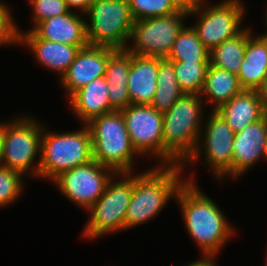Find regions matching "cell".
Returning a JSON list of instances; mask_svg holds the SVG:
<instances>
[{
    "label": "cell",
    "instance_id": "4",
    "mask_svg": "<svg viewBox=\"0 0 267 266\" xmlns=\"http://www.w3.org/2000/svg\"><path fill=\"white\" fill-rule=\"evenodd\" d=\"M92 140L93 160L116 174L133 173V148L121 111H112L91 119L87 124Z\"/></svg>",
    "mask_w": 267,
    "mask_h": 266
},
{
    "label": "cell",
    "instance_id": "15",
    "mask_svg": "<svg viewBox=\"0 0 267 266\" xmlns=\"http://www.w3.org/2000/svg\"><path fill=\"white\" fill-rule=\"evenodd\" d=\"M79 12L69 11L66 14L54 16L39 22L29 31L18 27L19 38H43L65 45L78 46L80 49L88 46L86 24Z\"/></svg>",
    "mask_w": 267,
    "mask_h": 266
},
{
    "label": "cell",
    "instance_id": "8",
    "mask_svg": "<svg viewBox=\"0 0 267 266\" xmlns=\"http://www.w3.org/2000/svg\"><path fill=\"white\" fill-rule=\"evenodd\" d=\"M43 125L32 116L15 117L9 123L4 135L0 164L19 172L24 177L29 170L31 177H38ZM37 155L39 159L34 165Z\"/></svg>",
    "mask_w": 267,
    "mask_h": 266
},
{
    "label": "cell",
    "instance_id": "26",
    "mask_svg": "<svg viewBox=\"0 0 267 266\" xmlns=\"http://www.w3.org/2000/svg\"><path fill=\"white\" fill-rule=\"evenodd\" d=\"M165 59L182 62H210V50L202 43L190 24L179 33Z\"/></svg>",
    "mask_w": 267,
    "mask_h": 266
},
{
    "label": "cell",
    "instance_id": "33",
    "mask_svg": "<svg viewBox=\"0 0 267 266\" xmlns=\"http://www.w3.org/2000/svg\"><path fill=\"white\" fill-rule=\"evenodd\" d=\"M257 92L259 94L264 116L267 117V77L263 81V84L257 89Z\"/></svg>",
    "mask_w": 267,
    "mask_h": 266
},
{
    "label": "cell",
    "instance_id": "6",
    "mask_svg": "<svg viewBox=\"0 0 267 266\" xmlns=\"http://www.w3.org/2000/svg\"><path fill=\"white\" fill-rule=\"evenodd\" d=\"M84 15L89 45L127 49L134 25L129 0H94Z\"/></svg>",
    "mask_w": 267,
    "mask_h": 266
},
{
    "label": "cell",
    "instance_id": "24",
    "mask_svg": "<svg viewBox=\"0 0 267 266\" xmlns=\"http://www.w3.org/2000/svg\"><path fill=\"white\" fill-rule=\"evenodd\" d=\"M252 30L245 28L237 36L225 40L210 51V64L238 75Z\"/></svg>",
    "mask_w": 267,
    "mask_h": 266
},
{
    "label": "cell",
    "instance_id": "25",
    "mask_svg": "<svg viewBox=\"0 0 267 266\" xmlns=\"http://www.w3.org/2000/svg\"><path fill=\"white\" fill-rule=\"evenodd\" d=\"M156 88L150 105L161 113L168 111L178 98L184 94L177 82L173 64L160 57H158Z\"/></svg>",
    "mask_w": 267,
    "mask_h": 266
},
{
    "label": "cell",
    "instance_id": "12",
    "mask_svg": "<svg viewBox=\"0 0 267 266\" xmlns=\"http://www.w3.org/2000/svg\"><path fill=\"white\" fill-rule=\"evenodd\" d=\"M116 173L95 160L60 174L52 182L64 197L87 211L104 193Z\"/></svg>",
    "mask_w": 267,
    "mask_h": 266
},
{
    "label": "cell",
    "instance_id": "27",
    "mask_svg": "<svg viewBox=\"0 0 267 266\" xmlns=\"http://www.w3.org/2000/svg\"><path fill=\"white\" fill-rule=\"evenodd\" d=\"M180 89L185 94H200L210 62L170 61Z\"/></svg>",
    "mask_w": 267,
    "mask_h": 266
},
{
    "label": "cell",
    "instance_id": "20",
    "mask_svg": "<svg viewBox=\"0 0 267 266\" xmlns=\"http://www.w3.org/2000/svg\"><path fill=\"white\" fill-rule=\"evenodd\" d=\"M131 67V53L117 49L106 66L105 78L108 84L110 112L121 111L131 104L128 92V76Z\"/></svg>",
    "mask_w": 267,
    "mask_h": 266
},
{
    "label": "cell",
    "instance_id": "18",
    "mask_svg": "<svg viewBox=\"0 0 267 266\" xmlns=\"http://www.w3.org/2000/svg\"><path fill=\"white\" fill-rule=\"evenodd\" d=\"M69 100L72 112L82 124H87L91 119L109 113V90L105 76L89 82L77 90Z\"/></svg>",
    "mask_w": 267,
    "mask_h": 266
},
{
    "label": "cell",
    "instance_id": "9",
    "mask_svg": "<svg viewBox=\"0 0 267 266\" xmlns=\"http://www.w3.org/2000/svg\"><path fill=\"white\" fill-rule=\"evenodd\" d=\"M242 0H224L216 4H206L207 0H198L189 11V17L196 15L197 22L192 25L199 39L211 51L214 47L241 33L246 7Z\"/></svg>",
    "mask_w": 267,
    "mask_h": 266
},
{
    "label": "cell",
    "instance_id": "1",
    "mask_svg": "<svg viewBox=\"0 0 267 266\" xmlns=\"http://www.w3.org/2000/svg\"><path fill=\"white\" fill-rule=\"evenodd\" d=\"M192 177L177 192L176 200L184 220L185 228L203 256H215L234 236L235 230L220 207L200 190Z\"/></svg>",
    "mask_w": 267,
    "mask_h": 266
},
{
    "label": "cell",
    "instance_id": "11",
    "mask_svg": "<svg viewBox=\"0 0 267 266\" xmlns=\"http://www.w3.org/2000/svg\"><path fill=\"white\" fill-rule=\"evenodd\" d=\"M206 120L205 128H202L200 138L194 154L185 164H193L203 153L204 164L210 166L215 177L221 181L225 176L232 180V156L235 132L227 124L224 118L217 112L211 110ZM205 129V132H204ZM203 134V135H202ZM202 146V147H201ZM203 149V150H202Z\"/></svg>",
    "mask_w": 267,
    "mask_h": 266
},
{
    "label": "cell",
    "instance_id": "22",
    "mask_svg": "<svg viewBox=\"0 0 267 266\" xmlns=\"http://www.w3.org/2000/svg\"><path fill=\"white\" fill-rule=\"evenodd\" d=\"M237 77L247 90H257L267 77V37L262 33L248 39Z\"/></svg>",
    "mask_w": 267,
    "mask_h": 266
},
{
    "label": "cell",
    "instance_id": "3",
    "mask_svg": "<svg viewBox=\"0 0 267 266\" xmlns=\"http://www.w3.org/2000/svg\"><path fill=\"white\" fill-rule=\"evenodd\" d=\"M182 169V165H157L133 175V193L125 216V230L150 221L170 199L176 198L187 180L181 175Z\"/></svg>",
    "mask_w": 267,
    "mask_h": 266
},
{
    "label": "cell",
    "instance_id": "28",
    "mask_svg": "<svg viewBox=\"0 0 267 266\" xmlns=\"http://www.w3.org/2000/svg\"><path fill=\"white\" fill-rule=\"evenodd\" d=\"M129 6L134 21L167 16L181 10L173 0H129Z\"/></svg>",
    "mask_w": 267,
    "mask_h": 266
},
{
    "label": "cell",
    "instance_id": "31",
    "mask_svg": "<svg viewBox=\"0 0 267 266\" xmlns=\"http://www.w3.org/2000/svg\"><path fill=\"white\" fill-rule=\"evenodd\" d=\"M9 8L7 4L0 1V47L1 45L6 47L9 44L19 45L18 26Z\"/></svg>",
    "mask_w": 267,
    "mask_h": 266
},
{
    "label": "cell",
    "instance_id": "13",
    "mask_svg": "<svg viewBox=\"0 0 267 266\" xmlns=\"http://www.w3.org/2000/svg\"><path fill=\"white\" fill-rule=\"evenodd\" d=\"M121 112L136 152L163 165V113L145 104H130Z\"/></svg>",
    "mask_w": 267,
    "mask_h": 266
},
{
    "label": "cell",
    "instance_id": "14",
    "mask_svg": "<svg viewBox=\"0 0 267 266\" xmlns=\"http://www.w3.org/2000/svg\"><path fill=\"white\" fill-rule=\"evenodd\" d=\"M116 50L111 47L91 45L80 49L59 80L67 97L70 98L77 90L94 79L105 76L109 57Z\"/></svg>",
    "mask_w": 267,
    "mask_h": 266
},
{
    "label": "cell",
    "instance_id": "7",
    "mask_svg": "<svg viewBox=\"0 0 267 266\" xmlns=\"http://www.w3.org/2000/svg\"><path fill=\"white\" fill-rule=\"evenodd\" d=\"M133 174H116L101 197L87 210L90 213L82 233L85 239H96L125 230V216L133 193Z\"/></svg>",
    "mask_w": 267,
    "mask_h": 266
},
{
    "label": "cell",
    "instance_id": "32",
    "mask_svg": "<svg viewBox=\"0 0 267 266\" xmlns=\"http://www.w3.org/2000/svg\"><path fill=\"white\" fill-rule=\"evenodd\" d=\"M65 1L67 3L68 8L71 11L72 10L75 11L74 9H76L77 11L80 10L81 14L82 12L84 14L94 0H65Z\"/></svg>",
    "mask_w": 267,
    "mask_h": 266
},
{
    "label": "cell",
    "instance_id": "38",
    "mask_svg": "<svg viewBox=\"0 0 267 266\" xmlns=\"http://www.w3.org/2000/svg\"><path fill=\"white\" fill-rule=\"evenodd\" d=\"M266 252H267V251H266ZM265 259H266V260H265V261H266V262H265V266H267V255H266V258H265Z\"/></svg>",
    "mask_w": 267,
    "mask_h": 266
},
{
    "label": "cell",
    "instance_id": "35",
    "mask_svg": "<svg viewBox=\"0 0 267 266\" xmlns=\"http://www.w3.org/2000/svg\"><path fill=\"white\" fill-rule=\"evenodd\" d=\"M173 2L180 8L191 11L198 3V0H173Z\"/></svg>",
    "mask_w": 267,
    "mask_h": 266
},
{
    "label": "cell",
    "instance_id": "37",
    "mask_svg": "<svg viewBox=\"0 0 267 266\" xmlns=\"http://www.w3.org/2000/svg\"><path fill=\"white\" fill-rule=\"evenodd\" d=\"M266 7H267V5H266ZM265 12H266V13H265L266 16H265V18H264V19H265V22H264V23H265V27H267V10H265ZM266 29H267V28H266ZM262 35H264V36L267 37V32H266V30H265V33H263Z\"/></svg>",
    "mask_w": 267,
    "mask_h": 266
},
{
    "label": "cell",
    "instance_id": "2",
    "mask_svg": "<svg viewBox=\"0 0 267 266\" xmlns=\"http://www.w3.org/2000/svg\"><path fill=\"white\" fill-rule=\"evenodd\" d=\"M203 103L200 94L184 93L163 113V165L186 168L185 163L194 154L204 125Z\"/></svg>",
    "mask_w": 267,
    "mask_h": 266
},
{
    "label": "cell",
    "instance_id": "29",
    "mask_svg": "<svg viewBox=\"0 0 267 266\" xmlns=\"http://www.w3.org/2000/svg\"><path fill=\"white\" fill-rule=\"evenodd\" d=\"M24 177L0 164V208L10 205L22 195Z\"/></svg>",
    "mask_w": 267,
    "mask_h": 266
},
{
    "label": "cell",
    "instance_id": "36",
    "mask_svg": "<svg viewBox=\"0 0 267 266\" xmlns=\"http://www.w3.org/2000/svg\"><path fill=\"white\" fill-rule=\"evenodd\" d=\"M12 121V119L9 121L7 120L6 123L5 122H0V152L2 149V145H3V141H4V135L6 132V129L9 125V123Z\"/></svg>",
    "mask_w": 267,
    "mask_h": 266
},
{
    "label": "cell",
    "instance_id": "19",
    "mask_svg": "<svg viewBox=\"0 0 267 266\" xmlns=\"http://www.w3.org/2000/svg\"><path fill=\"white\" fill-rule=\"evenodd\" d=\"M26 45L41 66L57 72L59 79L66 73L74 61L78 46L65 45L43 38H19V45Z\"/></svg>",
    "mask_w": 267,
    "mask_h": 266
},
{
    "label": "cell",
    "instance_id": "23",
    "mask_svg": "<svg viewBox=\"0 0 267 266\" xmlns=\"http://www.w3.org/2000/svg\"><path fill=\"white\" fill-rule=\"evenodd\" d=\"M242 90L237 75L210 64L200 95L205 101L210 100L211 109L216 111Z\"/></svg>",
    "mask_w": 267,
    "mask_h": 266
},
{
    "label": "cell",
    "instance_id": "16",
    "mask_svg": "<svg viewBox=\"0 0 267 266\" xmlns=\"http://www.w3.org/2000/svg\"><path fill=\"white\" fill-rule=\"evenodd\" d=\"M262 158L267 160V117L235 133L232 179H238Z\"/></svg>",
    "mask_w": 267,
    "mask_h": 266
},
{
    "label": "cell",
    "instance_id": "30",
    "mask_svg": "<svg viewBox=\"0 0 267 266\" xmlns=\"http://www.w3.org/2000/svg\"><path fill=\"white\" fill-rule=\"evenodd\" d=\"M34 27L41 21L70 11L65 0H29Z\"/></svg>",
    "mask_w": 267,
    "mask_h": 266
},
{
    "label": "cell",
    "instance_id": "34",
    "mask_svg": "<svg viewBox=\"0 0 267 266\" xmlns=\"http://www.w3.org/2000/svg\"><path fill=\"white\" fill-rule=\"evenodd\" d=\"M199 260L187 263L186 266H217L215 256H203Z\"/></svg>",
    "mask_w": 267,
    "mask_h": 266
},
{
    "label": "cell",
    "instance_id": "21",
    "mask_svg": "<svg viewBox=\"0 0 267 266\" xmlns=\"http://www.w3.org/2000/svg\"><path fill=\"white\" fill-rule=\"evenodd\" d=\"M216 111L235 133L264 117L257 90L243 89Z\"/></svg>",
    "mask_w": 267,
    "mask_h": 266
},
{
    "label": "cell",
    "instance_id": "10",
    "mask_svg": "<svg viewBox=\"0 0 267 266\" xmlns=\"http://www.w3.org/2000/svg\"><path fill=\"white\" fill-rule=\"evenodd\" d=\"M187 17L189 11L181 9L167 16L134 21L130 36L133 45L127 47V50L135 55L165 59L177 36L186 26L183 22Z\"/></svg>",
    "mask_w": 267,
    "mask_h": 266
},
{
    "label": "cell",
    "instance_id": "17",
    "mask_svg": "<svg viewBox=\"0 0 267 266\" xmlns=\"http://www.w3.org/2000/svg\"><path fill=\"white\" fill-rule=\"evenodd\" d=\"M158 57L131 53L128 92L131 104L150 105L156 92Z\"/></svg>",
    "mask_w": 267,
    "mask_h": 266
},
{
    "label": "cell",
    "instance_id": "5",
    "mask_svg": "<svg viewBox=\"0 0 267 266\" xmlns=\"http://www.w3.org/2000/svg\"><path fill=\"white\" fill-rule=\"evenodd\" d=\"M81 128L57 133L43 126L38 178L53 181L63 172L93 161L90 130L86 124Z\"/></svg>",
    "mask_w": 267,
    "mask_h": 266
}]
</instances>
